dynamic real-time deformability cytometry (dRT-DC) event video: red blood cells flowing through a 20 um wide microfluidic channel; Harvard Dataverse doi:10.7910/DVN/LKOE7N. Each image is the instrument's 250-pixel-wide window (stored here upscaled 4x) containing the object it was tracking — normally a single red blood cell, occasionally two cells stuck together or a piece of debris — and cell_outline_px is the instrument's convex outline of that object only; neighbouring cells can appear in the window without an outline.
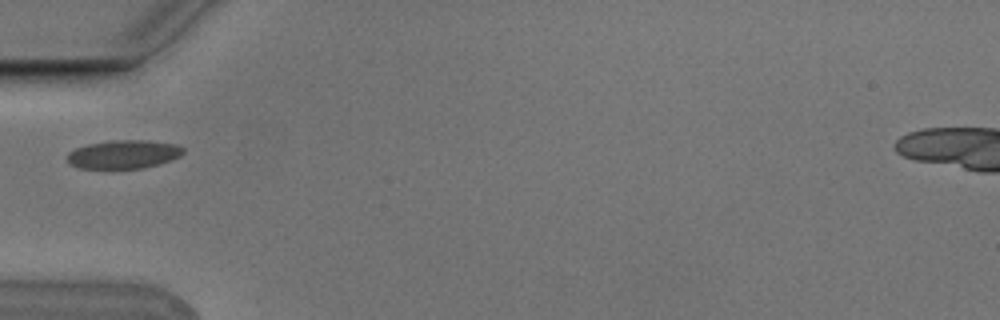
{"species": "Egyptian fruit bat (a non-hibernating species)", "species_latin": "Rousettus aegyptiacus", "temperature_condition": "cold", "stored_images_in_passage": 1, "camera_frame_rate_fps": 3000, "um_per_image_px": 0.085, "animal": {"sex": "male"}, "frame": {"image": 1, "passage_image": 1, "time_ms": 0.0, "image_size_px": [1000, 320], "cell_outline_px": [[184, 152], [180, 156], [172, 160], [160, 164], [144, 168], [80, 168], [68, 164], [64, 156], [68, 152], [76, 148], [88, 144], [112, 140], [148, 140], [176, 144], [184, 148]], "centroid_in_image_um": [10.49, 13.12], "position_along_channel_um": 74.5, "area_um2": 19.54}}